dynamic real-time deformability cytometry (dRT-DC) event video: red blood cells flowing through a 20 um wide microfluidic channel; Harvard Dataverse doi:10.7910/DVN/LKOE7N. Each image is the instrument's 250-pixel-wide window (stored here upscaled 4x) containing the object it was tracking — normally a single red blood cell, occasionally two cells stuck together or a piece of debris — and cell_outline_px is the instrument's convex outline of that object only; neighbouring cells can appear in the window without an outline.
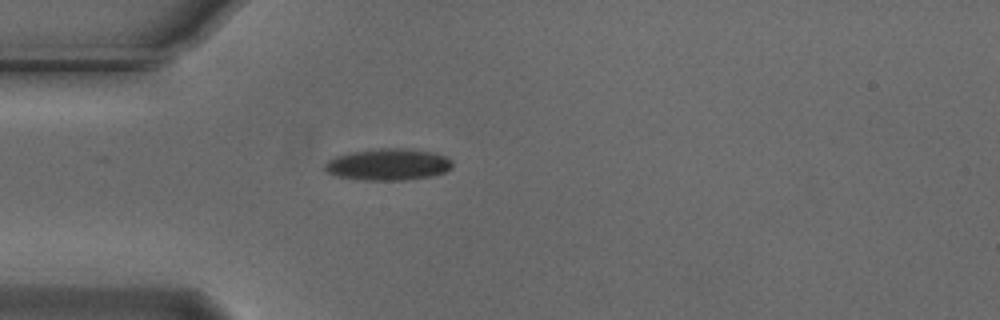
{"species": "Egyptian fruit bat (a non-hibernating species)", "species_latin": "Rousettus aegyptiacus", "temperature_condition": "cold", "stored_images_in_passage": 40, "camera_frame_rate_fps": 3000, "um_per_image_px": 0.085, "animal": {"sex": "male"}, "frame": {"image": 1, "passage_image": 1, "time_ms": 0.0, "image_size_px": [1000, 320], "cell_outline_px": [[452, 168], [444, 172], [432, 176], [404, 180], [360, 180], [336, 176], [328, 172], [324, 168], [324, 164], [328, 160], [336, 156], [352, 152], [380, 148], [404, 148], [432, 152], [448, 156], [452, 160]], "centroid_in_image_um": [33.01, 13.98], "position_along_channel_um": 52.0, "area_um2": 23.64}}
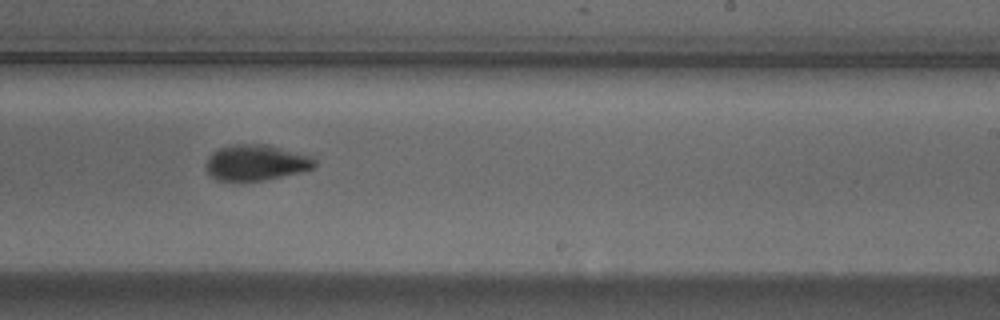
{"frame": {"image": 2, "passage_image": 19, "time_ms": 6.0, "image_size_px": [1000, 320], "cell_outline_px": [[316, 164], [312, 168], [300, 172], [264, 180], [216, 180], [208, 172], [204, 164], [208, 156], [212, 152], [228, 144], [268, 144], [312, 156], [316, 160]], "centroid_in_image_um": [21.75, 13.8], "position_along_channel_um": 267.3, "area_um2": 22.72}}
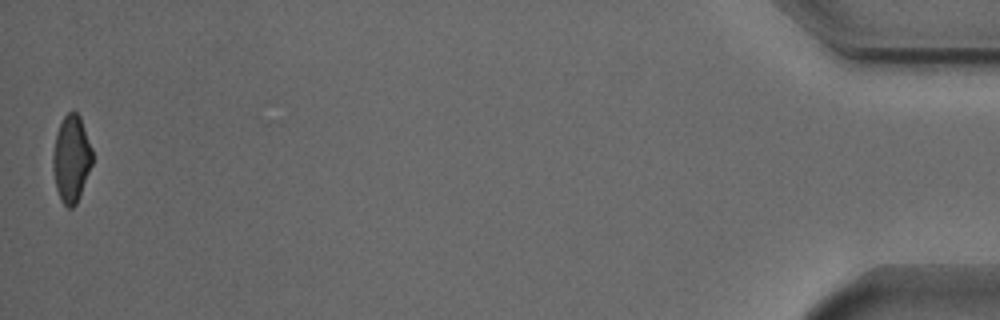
{"frame": {"image": 3, "passage_image": 40, "time_ms": 13.0, "image_size_px": [1000, 320], "cell_outline_px": [[92, 164], [80, 196], [76, 204], [72, 208], [68, 208], [60, 200], [56, 188], [52, 168], [52, 156], [56, 132], [64, 116], [68, 112], [76, 112], [80, 116], [92, 148]], "centroid_in_image_um": [6.05, 13.51], "position_along_channel_um": 429.1, "area_um2": 20.06}, "authors_computed_cell_mechanics": {"area_um2": 22.2819, "velocity_mm_per_s": 3.7412, "shape_relaxation_time_tau1_ms": 3.4083, "shape_relaxation_time_tau2_ms": 7.5781, "deformation_change_tau1": 0.1239, "deformation_change_tau2": 0.1138}}